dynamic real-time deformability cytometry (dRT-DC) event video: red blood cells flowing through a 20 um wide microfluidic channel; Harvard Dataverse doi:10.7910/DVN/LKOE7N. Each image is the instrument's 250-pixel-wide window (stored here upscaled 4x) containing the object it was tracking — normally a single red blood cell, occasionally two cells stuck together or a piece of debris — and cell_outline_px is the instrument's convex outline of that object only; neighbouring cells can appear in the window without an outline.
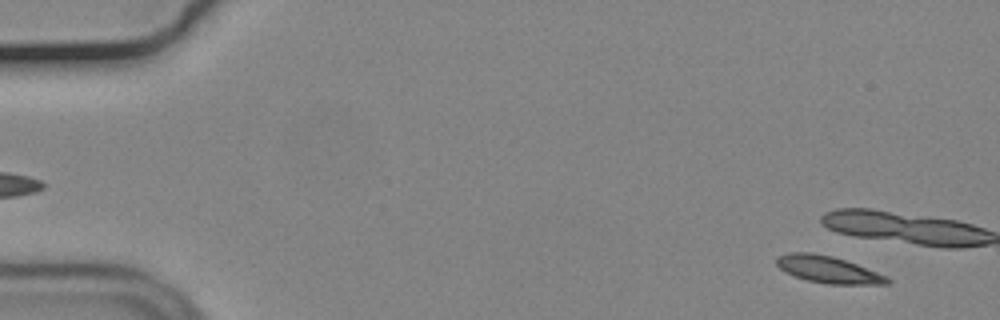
{"species": "common noctule bat (a hibernating species)", "species_latin": "Nyctalus noctula", "temperature_condition": "cold", "stored_images_in_passage": 7, "camera_frame_rate_fps": 3000, "um_per_image_px": 0.085, "animal": {"sex": "male", "body_mass_g": 19.2, "forearm_length_mm": 51.8}, "frame": {"image": 1, "passage_image": 4, "time_ms": 1.0, "image_size_px": [1000, 320], "cell_outline_px": [[892, 280], [888, 284], [828, 284], [808, 280], [796, 276], [780, 268], [776, 264], [776, 256], [788, 252], [812, 252], [832, 256], [856, 264], [888, 276]], "centroid_in_image_um": [70.4, 22.9], "position_along_channel_um": 14.6, "area_um2": 17.28}}